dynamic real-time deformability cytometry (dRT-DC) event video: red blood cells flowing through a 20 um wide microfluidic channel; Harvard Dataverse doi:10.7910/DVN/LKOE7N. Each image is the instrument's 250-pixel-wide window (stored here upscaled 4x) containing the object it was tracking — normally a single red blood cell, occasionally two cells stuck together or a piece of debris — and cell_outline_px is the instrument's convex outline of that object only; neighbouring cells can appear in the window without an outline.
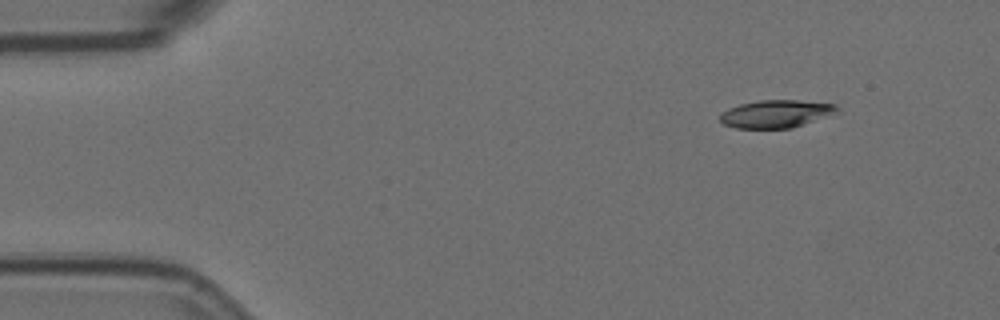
{"species": "Egyptian fruit bat (a non-hibernating species)", "species_latin": "Rousettus aegyptiacus", "temperature_condition": "room temperature", "stored_images_in_passage": 4, "camera_frame_rate_fps": 3000, "um_per_image_px": 0.085, "animal": {"sex": "female"}, "frame": {"image": 1, "passage_image": 1, "time_ms": 0.0, "image_size_px": [1000, 320], "cell_outline_px": [[840, 108], [836, 112], [792, 128], [736, 128], [724, 124], [720, 120], [720, 116], [728, 108], [740, 104], [760, 100], [796, 100], [836, 104]], "centroid_in_image_um": [65.94, 9.67], "position_along_channel_um": 19.1, "area_um2": 18.61}}
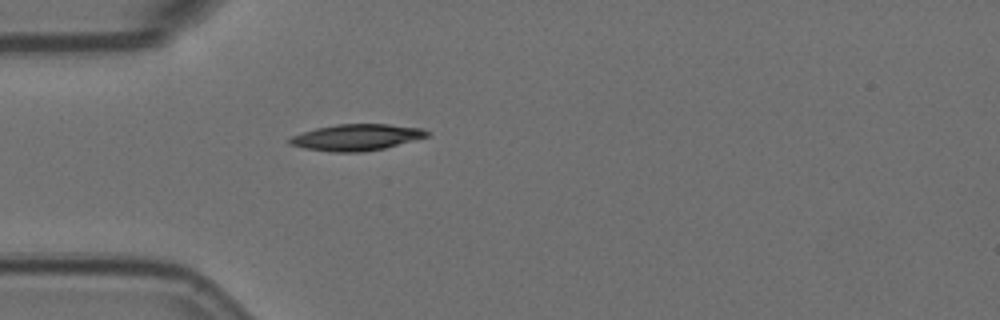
{"frame": {"image": 2, "passage_image": 4, "time_ms": 1.0, "image_size_px": [1000, 320], "cell_outline_px": [[428, 136], [384, 148], [360, 152], [332, 152], [304, 148], [288, 144], [288, 136], [316, 128], [336, 124], [388, 124], [424, 128], [428, 132]], "centroid_in_image_um": [30.24, 11.67], "position_along_channel_um": 54.8, "area_um2": 21.1}}